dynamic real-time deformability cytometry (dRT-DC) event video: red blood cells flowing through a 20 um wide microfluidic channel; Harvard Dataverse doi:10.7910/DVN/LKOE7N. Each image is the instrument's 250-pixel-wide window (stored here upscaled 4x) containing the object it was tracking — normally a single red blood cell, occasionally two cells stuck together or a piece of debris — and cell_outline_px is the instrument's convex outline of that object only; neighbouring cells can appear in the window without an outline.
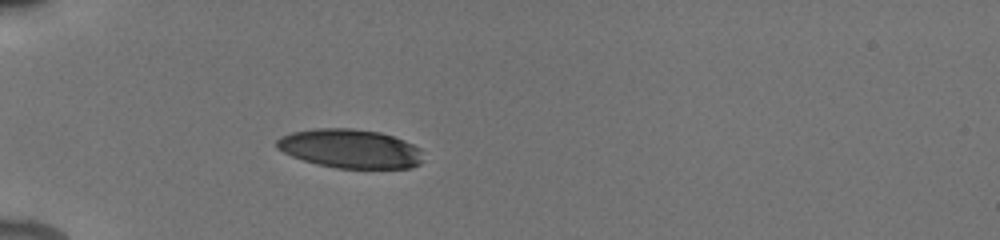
{"species": "human", "species_latin": "Homo sapiens", "temperature_condition": "cold", "stored_images_in_passage": 3, "camera_frame_rate_fps": 3000, "um_per_image_px": 0.085, "donor": {"sex": "male"}, "frame": {"image": 1, "passage_image": 1, "time_ms": 0.0, "image_size_px": [1000, 240], "cell_outline_px": [[420, 164], [412, 168], [336, 168], [316, 164], [292, 156], [276, 148], [276, 140], [280, 136], [292, 132], [316, 128], [352, 128], [380, 132], [404, 140], [420, 148]], "centroid_in_image_um": [29.73, 12.63], "position_along_channel_um": 55.3, "area_um2": 33.18}}